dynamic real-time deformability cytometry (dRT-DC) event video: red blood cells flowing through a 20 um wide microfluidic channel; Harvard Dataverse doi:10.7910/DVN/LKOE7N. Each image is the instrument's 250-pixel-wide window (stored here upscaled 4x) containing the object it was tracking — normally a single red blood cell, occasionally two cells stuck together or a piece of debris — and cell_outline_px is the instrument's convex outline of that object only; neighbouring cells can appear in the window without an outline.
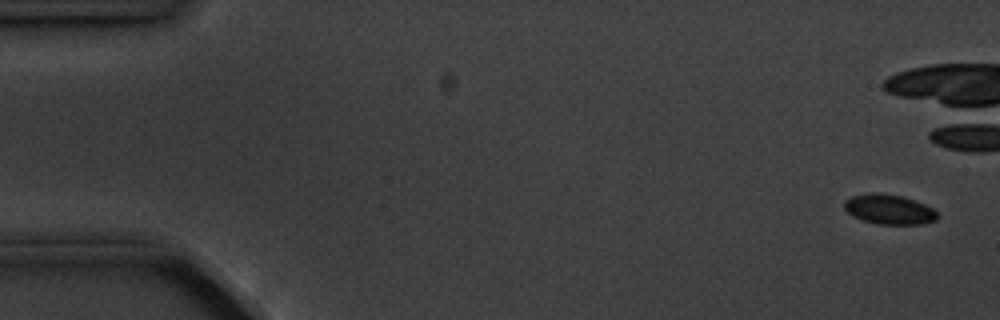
{"species": "common noctule bat (a hibernating species)", "species_latin": "Nyctalus noctula", "temperature_condition": "cold", "stored_images_in_passage": 5, "camera_frame_rate_fps": 3000, "um_per_image_px": 0.085, "animal": {"sex": "male", "body_mass_g": 20.1, "forearm_length_mm": 53.5}, "frame": {"image": 1, "passage_image": 1, "time_ms": 0.0, "image_size_px": [1000, 320], "cell_outline_px": [[936, 220], [924, 224], [876, 224], [852, 216], [844, 208], [844, 200], [852, 196], [872, 192], [876, 192], [904, 196], [916, 200], [932, 208], [936, 212]], "centroid_in_image_um": [75.56, 17.78], "position_along_channel_um": 9.4, "area_um2": 16.24}}